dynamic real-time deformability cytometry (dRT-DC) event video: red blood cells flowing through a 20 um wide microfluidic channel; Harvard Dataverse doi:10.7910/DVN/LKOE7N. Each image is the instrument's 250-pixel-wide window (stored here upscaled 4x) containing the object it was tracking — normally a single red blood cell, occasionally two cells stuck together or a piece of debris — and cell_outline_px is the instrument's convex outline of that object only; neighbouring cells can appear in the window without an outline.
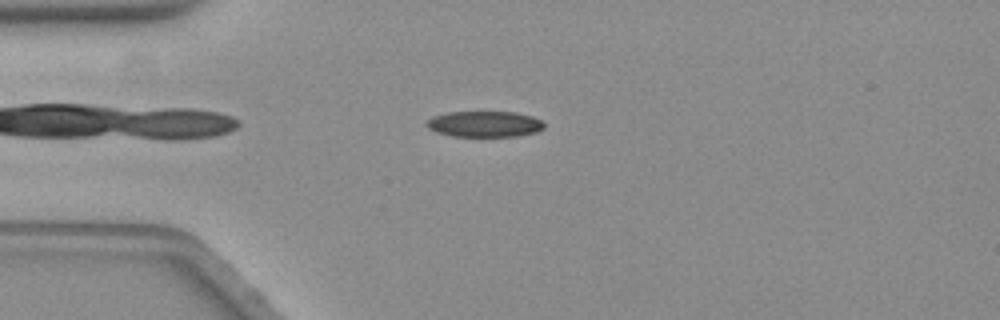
{"species": "common noctule bat (a hibernating species)", "species_latin": "Nyctalus noctula", "temperature_condition": "warm", "stored_images_in_passage": 49, "camera_frame_rate_fps": 3000, "um_per_image_px": 0.085, "animal": {"sex": "female", "body_mass_g": 19.3, "forearm_length_mm": 54.1}, "frame": {"image": 1, "passage_image": 5, "time_ms": 1.333, "image_size_px": [1000, 320], "cell_outline_px": [[544, 128], [536, 132], [516, 136], [452, 136], [436, 132], [428, 128], [424, 124], [432, 116], [448, 112], [516, 112], [532, 116], [540, 120], [544, 124]], "centroid_in_image_um": [41.16, 10.54], "position_along_channel_um": 43.8, "area_um2": 17.74}}
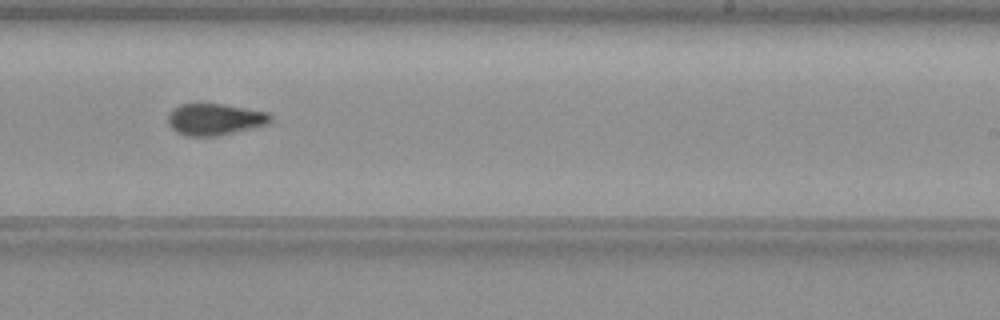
{"frame": {"image": 2, "passage_image": 26, "time_ms": 8.333, "image_size_px": [1000, 320], "cell_outline_px": [[272, 120], [268, 124], [216, 136], [184, 136], [176, 132], [168, 124], [168, 112], [172, 108], [180, 104], [200, 100], [224, 104], [268, 112], [272, 116]], "centroid_in_image_um": [18.19, 10.09], "position_along_channel_um": 270.8, "area_um2": 19.59}}
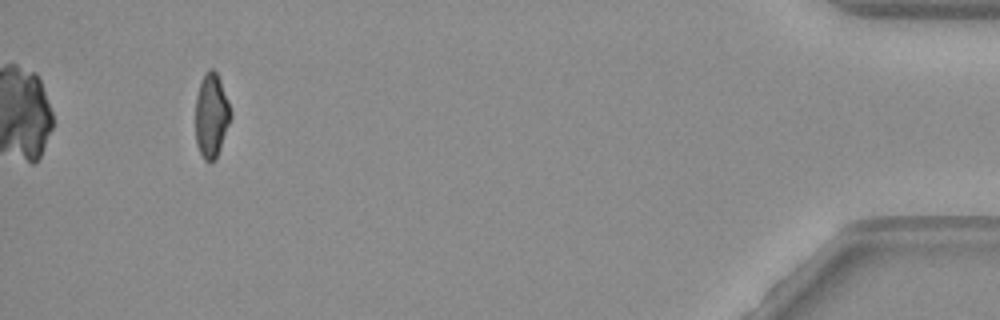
{"frame": {"image": 3, "passage_image": 45, "time_ms": 14.667, "image_size_px": [1000, 320], "cell_outline_px": [[232, 116], [216, 160], [204, 160], [196, 144], [196, 96], [204, 72], [208, 68], [212, 68], [216, 72], [220, 80], [228, 100], [232, 112]], "centroid_in_image_um": [17.98, 9.8], "position_along_channel_um": 417.2, "area_um2": 17.28}, "authors_computed_cell_mechanics": {"area_um2": 18.7272, "velocity_mm_per_s": 3.5243, "shape_relaxation_time_tau1_ms": 7.3071, "shape_relaxation_time_tau2_ms": 5.0289, "deformation_change_tau1": 0.1756, "deformation_change_tau2": 0.1046}}